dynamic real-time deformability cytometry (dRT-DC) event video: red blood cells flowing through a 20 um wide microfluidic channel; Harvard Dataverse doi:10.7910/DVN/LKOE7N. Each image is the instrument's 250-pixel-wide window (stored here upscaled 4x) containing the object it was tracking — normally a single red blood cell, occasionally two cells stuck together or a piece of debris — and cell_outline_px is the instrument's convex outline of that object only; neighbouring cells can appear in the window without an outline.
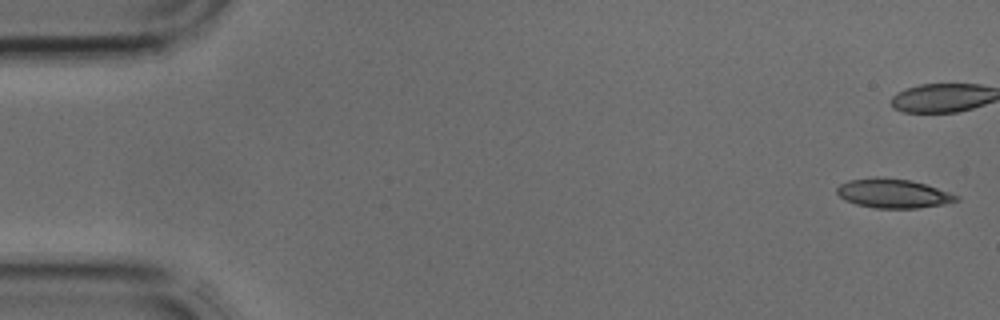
{"species": "common noctule bat (a hibernating species)", "species_latin": "Nyctalus noctula", "temperature_condition": "cold", "stored_images_in_passage": 4, "camera_frame_rate_fps": 3000, "um_per_image_px": 0.085, "animal": {"sex": "male", "body_mass_g": 17.9, "forearm_length_mm": 54.2}, "frame": {"image": 1, "passage_image": 1, "time_ms": 0.0, "image_size_px": [1000, 320], "cell_outline_px": [[960, 200], [940, 204], [916, 208], [872, 208], [856, 204], [844, 200], [836, 192], [836, 188], [840, 184], [848, 180], [876, 176], [908, 180], [924, 184], [960, 196]], "centroid_in_image_um": [75.85, 16.44], "position_along_channel_um": 9.1, "area_um2": 20.17}}